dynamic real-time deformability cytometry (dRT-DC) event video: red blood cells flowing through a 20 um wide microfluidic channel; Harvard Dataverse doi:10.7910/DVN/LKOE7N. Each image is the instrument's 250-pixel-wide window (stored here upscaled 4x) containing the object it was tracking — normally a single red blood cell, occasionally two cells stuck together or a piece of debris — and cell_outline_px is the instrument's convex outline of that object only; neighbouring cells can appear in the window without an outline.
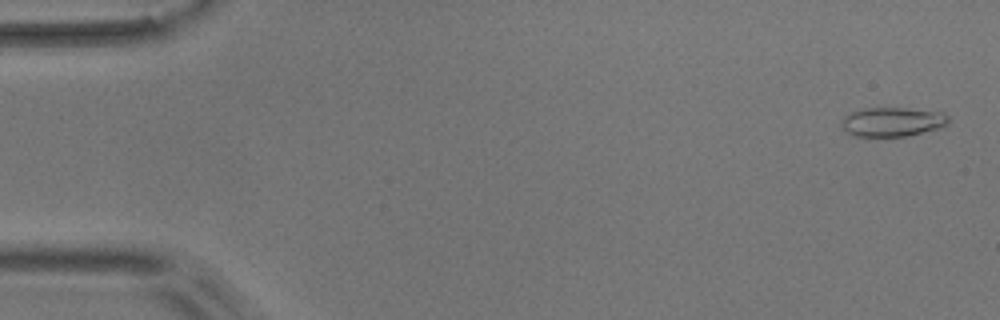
{"species": "common noctule bat (a hibernating species)", "species_latin": "Nyctalus noctula", "temperature_condition": "room temperature", "stored_images_in_passage": 5, "camera_frame_rate_fps": 3000, "um_per_image_px": 0.085, "animal": {"sex": "male", "body_mass_g": 17.9}, "frame": {"image": 1, "passage_image": 1, "time_ms": 0.0, "image_size_px": [1000, 320], "cell_outline_px": [[948, 124], [940, 128], [908, 136], [856, 136], [848, 132], [840, 124], [844, 116], [848, 112], [864, 108], [904, 108], [944, 112], [948, 116]], "centroid_in_image_um": [75.86, 10.35], "position_along_channel_um": 9.1, "area_um2": 18.26}}